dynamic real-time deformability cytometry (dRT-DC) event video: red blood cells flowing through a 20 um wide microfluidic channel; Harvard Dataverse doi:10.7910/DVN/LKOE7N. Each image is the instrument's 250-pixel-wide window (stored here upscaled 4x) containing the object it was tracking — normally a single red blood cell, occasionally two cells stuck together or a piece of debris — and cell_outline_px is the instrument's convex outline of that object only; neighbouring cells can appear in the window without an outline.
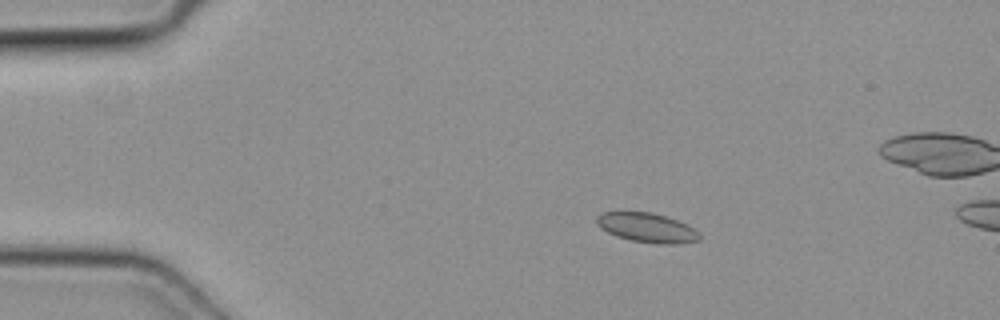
{"species": "common noctule bat (a hibernating species)", "species_latin": "Nyctalus noctula", "temperature_condition": "cold", "stored_images_in_passage": 2, "camera_frame_rate_fps": 3000, "um_per_image_px": 0.085, "animal": {"sex": "female", "body_mass_g": 19.3, "forearm_length_mm": 54.1}, "frame": {"image": 1, "passage_image": 2, "time_ms": 0.333, "image_size_px": [1000, 320], "cell_outline_px": [[700, 240], [680, 244], [656, 244], [628, 240], [616, 236], [600, 228], [596, 224], [596, 216], [600, 212], [624, 208], [652, 212], [688, 224], [700, 236]], "centroid_in_image_um": [54.88, 19.3], "position_along_channel_um": 30.1, "area_um2": 18.5}}